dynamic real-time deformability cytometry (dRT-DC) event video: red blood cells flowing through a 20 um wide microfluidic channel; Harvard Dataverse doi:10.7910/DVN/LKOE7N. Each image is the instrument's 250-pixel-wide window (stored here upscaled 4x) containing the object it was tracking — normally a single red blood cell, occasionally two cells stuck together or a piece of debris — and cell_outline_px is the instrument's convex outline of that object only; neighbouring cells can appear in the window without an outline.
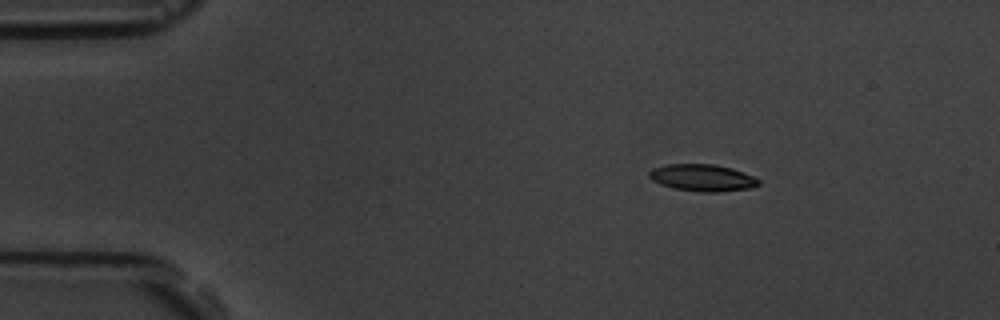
{"species": "common noctule bat (a hibernating species)", "species_latin": "Nyctalus noctula", "temperature_condition": "room temperature", "stored_images_in_passage": 48, "camera_frame_rate_fps": 3000, "um_per_image_px": 0.085, "animal": {"sex": "male", "body_mass_g": 19.5, "forearm_length_mm": 54.6}, "frame": {"image": 1, "passage_image": 1, "time_ms": 0.0, "image_size_px": [1000, 320], "cell_outline_px": [[760, 184], [752, 188], [716, 192], [704, 192], [676, 188], [660, 184], [652, 180], [648, 176], [648, 172], [652, 168], [668, 164], [712, 164], [732, 168], [752, 176], [760, 180]], "centroid_in_image_um": [59.7, 15.1], "position_along_channel_um": 25.3, "area_um2": 17.05}}
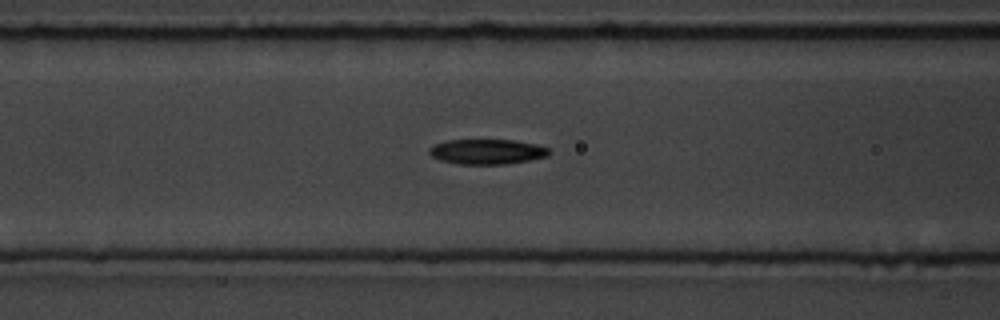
{"frame": {"image": 2, "passage_image": 15, "time_ms": 4.667, "image_size_px": [1000, 320], "cell_outline_px": [[552, 152], [548, 156], [528, 160], [504, 164], [460, 164], [440, 160], [432, 156], [428, 152], [428, 148], [432, 144], [448, 140], [512, 140], [536, 144], [548, 148]], "centroid_in_image_um": [41.37, 12.88], "position_along_channel_um": 125.2, "area_um2": 17.51}}
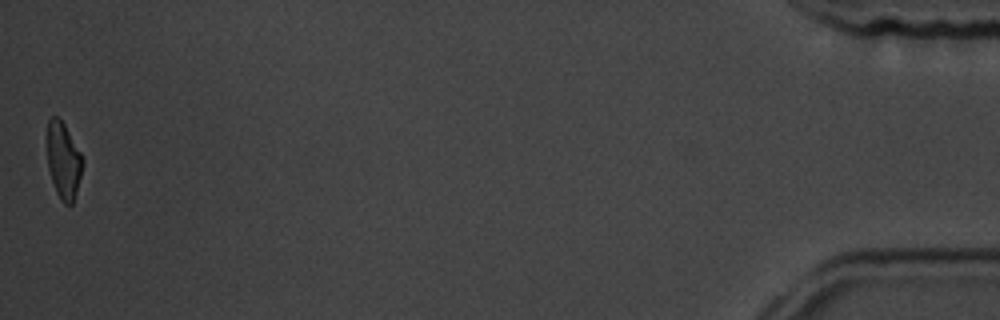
{"frame": {"image": 3, "passage_image": 48, "time_ms": 15.667, "image_size_px": [1000, 320], "cell_outline_px": [[84, 160], [76, 192], [72, 204], [64, 204], [60, 200], [56, 192], [48, 168], [48, 120], [52, 116], [56, 116], [64, 124], [80, 152]], "centroid_in_image_um": [5.4, 13.67], "position_along_channel_um": 429.8, "area_um2": 15.43}, "authors_computed_cell_mechanics": {"area_um2": 17.3689, "velocity_mm_per_s": 3.6612, "shape_relaxation_time_tau1_ms": 3.5743, "shape_relaxation_time_tau2_ms": 7.9025, "deformation_change_tau1": 0.1351, "deformation_change_tau2": 0.1744}}